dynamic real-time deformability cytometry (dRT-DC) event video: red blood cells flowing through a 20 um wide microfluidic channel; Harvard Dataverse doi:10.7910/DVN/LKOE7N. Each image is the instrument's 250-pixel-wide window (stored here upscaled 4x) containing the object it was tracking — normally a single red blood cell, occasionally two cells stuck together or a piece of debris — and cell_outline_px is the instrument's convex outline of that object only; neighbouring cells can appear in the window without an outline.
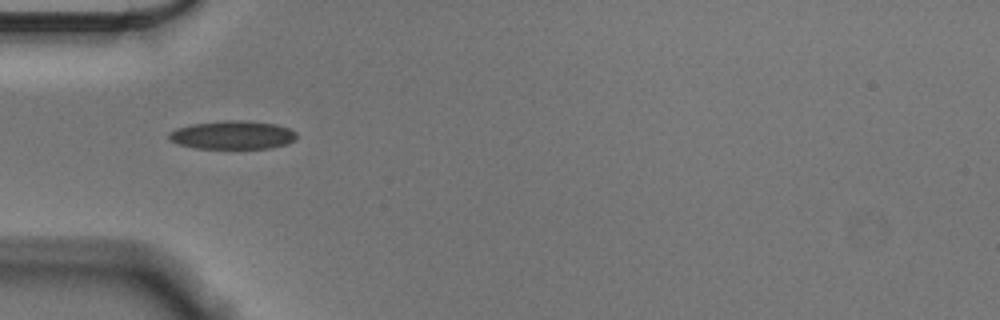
{"species": "Egyptian fruit bat (a non-hibernating species)", "species_latin": "Rousettus aegyptiacus", "temperature_condition": "cold", "stored_images_in_passage": 11, "camera_frame_rate_fps": 3000, "um_per_image_px": 0.085, "animal": {"sex": "male"}, "frame": {"image": 1, "passage_image": 1, "time_ms": 0.0, "image_size_px": [1000, 320], "cell_outline_px": [[296, 140], [288, 144], [272, 148], [196, 148], [176, 144], [168, 140], [168, 132], [176, 128], [192, 124], [224, 120], [248, 120], [276, 124], [288, 128], [296, 132]], "centroid_in_image_um": [19.76, 11.47], "position_along_channel_um": 65.2, "area_um2": 21.44}}
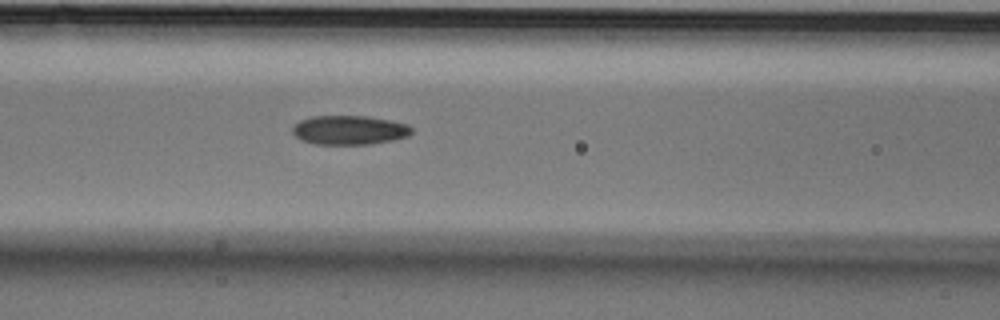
{"frame": {"image": 2, "passage_image": 7, "time_ms": 2.0, "image_size_px": [1000, 320], "cell_outline_px": [[412, 132], [408, 136], [392, 140], [372, 144], [316, 144], [300, 140], [292, 132], [292, 128], [300, 120], [312, 116], [368, 116], [392, 120], [408, 124], [412, 128]], "centroid_in_image_um": [29.71, 11.05], "position_along_channel_um": 136.9, "area_um2": 20.35}}
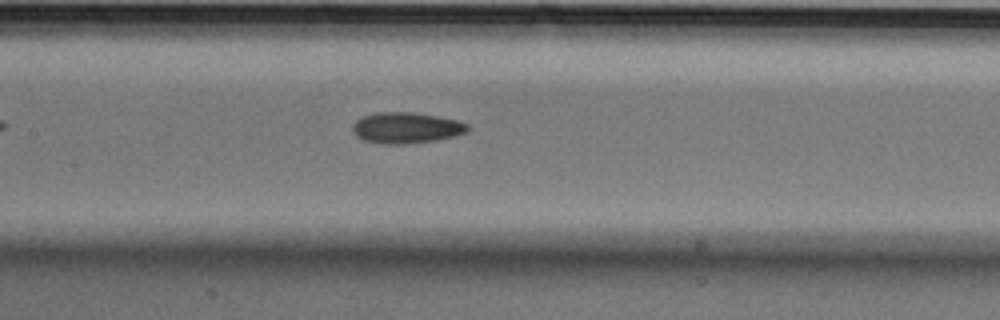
{"frame": {"image": 3, "passage_image": 10, "time_ms": 3.0, "image_size_px": [1000, 320], "cell_outline_px": [[468, 132], [456, 136], [436, 140], [404, 144], [380, 144], [364, 140], [356, 136], [352, 132], [352, 124], [360, 116], [376, 112], [416, 112], [460, 120], [468, 124]], "centroid_in_image_um": [34.52, 10.85], "position_along_channel_um": 172.9, "area_um2": 21.21}}